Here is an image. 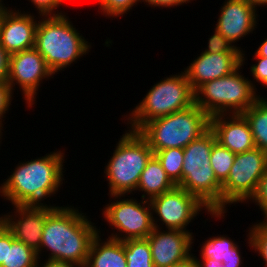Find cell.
<instances>
[{
  "instance_id": "cell-28",
  "label": "cell",
  "mask_w": 267,
  "mask_h": 267,
  "mask_svg": "<svg viewBox=\"0 0 267 267\" xmlns=\"http://www.w3.org/2000/svg\"><path fill=\"white\" fill-rule=\"evenodd\" d=\"M138 3H141V0H97L96 2L99 8L97 12L105 15L106 19L111 18L112 20L125 16Z\"/></svg>"
},
{
  "instance_id": "cell-2",
  "label": "cell",
  "mask_w": 267,
  "mask_h": 267,
  "mask_svg": "<svg viewBox=\"0 0 267 267\" xmlns=\"http://www.w3.org/2000/svg\"><path fill=\"white\" fill-rule=\"evenodd\" d=\"M65 152L55 149L44 156L19 161L11 174L0 184L2 199L10 202L12 206L51 205L49 201V204H46L44 200L56 196L65 183Z\"/></svg>"
},
{
  "instance_id": "cell-14",
  "label": "cell",
  "mask_w": 267,
  "mask_h": 267,
  "mask_svg": "<svg viewBox=\"0 0 267 267\" xmlns=\"http://www.w3.org/2000/svg\"><path fill=\"white\" fill-rule=\"evenodd\" d=\"M248 0H225L222 3L218 13V19L215 28L235 46L243 52L241 46H237V42L241 38H246L259 24L258 11ZM246 36V37H245Z\"/></svg>"
},
{
  "instance_id": "cell-26",
  "label": "cell",
  "mask_w": 267,
  "mask_h": 267,
  "mask_svg": "<svg viewBox=\"0 0 267 267\" xmlns=\"http://www.w3.org/2000/svg\"><path fill=\"white\" fill-rule=\"evenodd\" d=\"M235 155L229 149L221 146L216 142L212 147L210 156V165L214 171L217 180L223 184L229 175L230 169L233 166Z\"/></svg>"
},
{
  "instance_id": "cell-4",
  "label": "cell",
  "mask_w": 267,
  "mask_h": 267,
  "mask_svg": "<svg viewBox=\"0 0 267 267\" xmlns=\"http://www.w3.org/2000/svg\"><path fill=\"white\" fill-rule=\"evenodd\" d=\"M216 136L209 128L184 149L182 180L177 185L195 196L211 213H222V184L210 165Z\"/></svg>"
},
{
  "instance_id": "cell-15",
  "label": "cell",
  "mask_w": 267,
  "mask_h": 267,
  "mask_svg": "<svg viewBox=\"0 0 267 267\" xmlns=\"http://www.w3.org/2000/svg\"><path fill=\"white\" fill-rule=\"evenodd\" d=\"M193 232L154 227L146 238L151 247L154 267H170L193 255Z\"/></svg>"
},
{
  "instance_id": "cell-16",
  "label": "cell",
  "mask_w": 267,
  "mask_h": 267,
  "mask_svg": "<svg viewBox=\"0 0 267 267\" xmlns=\"http://www.w3.org/2000/svg\"><path fill=\"white\" fill-rule=\"evenodd\" d=\"M12 6L1 13L0 44L11 55L34 48L40 16ZM38 16V17H37Z\"/></svg>"
},
{
  "instance_id": "cell-32",
  "label": "cell",
  "mask_w": 267,
  "mask_h": 267,
  "mask_svg": "<svg viewBox=\"0 0 267 267\" xmlns=\"http://www.w3.org/2000/svg\"><path fill=\"white\" fill-rule=\"evenodd\" d=\"M248 204L254 203L258 209L262 211L263 219H267V168L265 173L259 180V184L255 194L247 202Z\"/></svg>"
},
{
  "instance_id": "cell-3",
  "label": "cell",
  "mask_w": 267,
  "mask_h": 267,
  "mask_svg": "<svg viewBox=\"0 0 267 267\" xmlns=\"http://www.w3.org/2000/svg\"><path fill=\"white\" fill-rule=\"evenodd\" d=\"M67 14L40 16L36 27L34 47L54 75L70 68L92 48Z\"/></svg>"
},
{
  "instance_id": "cell-38",
  "label": "cell",
  "mask_w": 267,
  "mask_h": 267,
  "mask_svg": "<svg viewBox=\"0 0 267 267\" xmlns=\"http://www.w3.org/2000/svg\"><path fill=\"white\" fill-rule=\"evenodd\" d=\"M5 253V227L0 231V267L4 261Z\"/></svg>"
},
{
  "instance_id": "cell-27",
  "label": "cell",
  "mask_w": 267,
  "mask_h": 267,
  "mask_svg": "<svg viewBox=\"0 0 267 267\" xmlns=\"http://www.w3.org/2000/svg\"><path fill=\"white\" fill-rule=\"evenodd\" d=\"M259 222V223H258ZM246 231L248 244L251 252L257 253L263 259L264 267H267V219L254 222ZM247 240V241H246ZM254 250V251H253Z\"/></svg>"
},
{
  "instance_id": "cell-9",
  "label": "cell",
  "mask_w": 267,
  "mask_h": 267,
  "mask_svg": "<svg viewBox=\"0 0 267 267\" xmlns=\"http://www.w3.org/2000/svg\"><path fill=\"white\" fill-rule=\"evenodd\" d=\"M129 196L110 195L109 203L103 205L101 214L105 220L104 222H107L106 225L109 224L108 227L111 230L114 229L110 235L107 233L108 238L119 241L145 239L153 231L154 224L150 201L142 198L137 200V198L131 197V194Z\"/></svg>"
},
{
  "instance_id": "cell-6",
  "label": "cell",
  "mask_w": 267,
  "mask_h": 267,
  "mask_svg": "<svg viewBox=\"0 0 267 267\" xmlns=\"http://www.w3.org/2000/svg\"><path fill=\"white\" fill-rule=\"evenodd\" d=\"M245 52H242V65L233 73L206 82L195 91V104L209 117L242 114L262 96L252 86L251 79L241 72L248 60Z\"/></svg>"
},
{
  "instance_id": "cell-12",
  "label": "cell",
  "mask_w": 267,
  "mask_h": 267,
  "mask_svg": "<svg viewBox=\"0 0 267 267\" xmlns=\"http://www.w3.org/2000/svg\"><path fill=\"white\" fill-rule=\"evenodd\" d=\"M52 78L54 79V73L35 47L11 54L7 83L13 93L18 86L29 110L36 105V96L43 80Z\"/></svg>"
},
{
  "instance_id": "cell-29",
  "label": "cell",
  "mask_w": 267,
  "mask_h": 267,
  "mask_svg": "<svg viewBox=\"0 0 267 267\" xmlns=\"http://www.w3.org/2000/svg\"><path fill=\"white\" fill-rule=\"evenodd\" d=\"M208 43L203 50L204 52L217 54V53H242L238 48H235L215 27L213 34L208 38Z\"/></svg>"
},
{
  "instance_id": "cell-36",
  "label": "cell",
  "mask_w": 267,
  "mask_h": 267,
  "mask_svg": "<svg viewBox=\"0 0 267 267\" xmlns=\"http://www.w3.org/2000/svg\"><path fill=\"white\" fill-rule=\"evenodd\" d=\"M198 267H225L222 262L213 258H195Z\"/></svg>"
},
{
  "instance_id": "cell-34",
  "label": "cell",
  "mask_w": 267,
  "mask_h": 267,
  "mask_svg": "<svg viewBox=\"0 0 267 267\" xmlns=\"http://www.w3.org/2000/svg\"><path fill=\"white\" fill-rule=\"evenodd\" d=\"M194 0H141V3L143 2L144 5L148 6V7H152L153 9H157V8H174L175 6L179 7V6H183L184 4H189V2L191 3Z\"/></svg>"
},
{
  "instance_id": "cell-44",
  "label": "cell",
  "mask_w": 267,
  "mask_h": 267,
  "mask_svg": "<svg viewBox=\"0 0 267 267\" xmlns=\"http://www.w3.org/2000/svg\"><path fill=\"white\" fill-rule=\"evenodd\" d=\"M2 131H4V129H3V127L0 125V144H2V137H3V132ZM0 146H2V145H0Z\"/></svg>"
},
{
  "instance_id": "cell-22",
  "label": "cell",
  "mask_w": 267,
  "mask_h": 267,
  "mask_svg": "<svg viewBox=\"0 0 267 267\" xmlns=\"http://www.w3.org/2000/svg\"><path fill=\"white\" fill-rule=\"evenodd\" d=\"M39 264L37 252L14 239L5 226V253L1 267H38Z\"/></svg>"
},
{
  "instance_id": "cell-45",
  "label": "cell",
  "mask_w": 267,
  "mask_h": 267,
  "mask_svg": "<svg viewBox=\"0 0 267 267\" xmlns=\"http://www.w3.org/2000/svg\"><path fill=\"white\" fill-rule=\"evenodd\" d=\"M0 32H1V14H0Z\"/></svg>"
},
{
  "instance_id": "cell-20",
  "label": "cell",
  "mask_w": 267,
  "mask_h": 267,
  "mask_svg": "<svg viewBox=\"0 0 267 267\" xmlns=\"http://www.w3.org/2000/svg\"><path fill=\"white\" fill-rule=\"evenodd\" d=\"M199 255L197 257L194 253V258H213L222 262L225 267H242L244 257L241 255V246L239 242H235L228 235L209 236L200 244Z\"/></svg>"
},
{
  "instance_id": "cell-5",
  "label": "cell",
  "mask_w": 267,
  "mask_h": 267,
  "mask_svg": "<svg viewBox=\"0 0 267 267\" xmlns=\"http://www.w3.org/2000/svg\"><path fill=\"white\" fill-rule=\"evenodd\" d=\"M147 91L132 111L122 115L121 120H124L129 130L138 131L153 119L185 110L195 104V92L184 71L162 78Z\"/></svg>"
},
{
  "instance_id": "cell-35",
  "label": "cell",
  "mask_w": 267,
  "mask_h": 267,
  "mask_svg": "<svg viewBox=\"0 0 267 267\" xmlns=\"http://www.w3.org/2000/svg\"><path fill=\"white\" fill-rule=\"evenodd\" d=\"M10 56L0 44V83L8 81Z\"/></svg>"
},
{
  "instance_id": "cell-41",
  "label": "cell",
  "mask_w": 267,
  "mask_h": 267,
  "mask_svg": "<svg viewBox=\"0 0 267 267\" xmlns=\"http://www.w3.org/2000/svg\"><path fill=\"white\" fill-rule=\"evenodd\" d=\"M248 1L251 4H253L256 8L258 7V9H259L260 6L262 8V6L264 7V6L267 5V0H248ZM266 8H267V6H266Z\"/></svg>"
},
{
  "instance_id": "cell-11",
  "label": "cell",
  "mask_w": 267,
  "mask_h": 267,
  "mask_svg": "<svg viewBox=\"0 0 267 267\" xmlns=\"http://www.w3.org/2000/svg\"><path fill=\"white\" fill-rule=\"evenodd\" d=\"M267 168V154L255 147L235 155L227 180L222 184V213L232 204H247Z\"/></svg>"
},
{
  "instance_id": "cell-25",
  "label": "cell",
  "mask_w": 267,
  "mask_h": 267,
  "mask_svg": "<svg viewBox=\"0 0 267 267\" xmlns=\"http://www.w3.org/2000/svg\"><path fill=\"white\" fill-rule=\"evenodd\" d=\"M160 161L167 176L177 186L182 180V167L184 152L182 148H168L161 151H153Z\"/></svg>"
},
{
  "instance_id": "cell-42",
  "label": "cell",
  "mask_w": 267,
  "mask_h": 267,
  "mask_svg": "<svg viewBox=\"0 0 267 267\" xmlns=\"http://www.w3.org/2000/svg\"><path fill=\"white\" fill-rule=\"evenodd\" d=\"M4 0H0V14L3 13L5 10L9 9V5L3 2Z\"/></svg>"
},
{
  "instance_id": "cell-10",
  "label": "cell",
  "mask_w": 267,
  "mask_h": 267,
  "mask_svg": "<svg viewBox=\"0 0 267 267\" xmlns=\"http://www.w3.org/2000/svg\"><path fill=\"white\" fill-rule=\"evenodd\" d=\"M154 227L191 232L187 228L196 217L207 213L214 220L224 219L226 213H211L195 196L179 186L150 200ZM204 211V212H203ZM202 212V213H201ZM159 224V225H158Z\"/></svg>"
},
{
  "instance_id": "cell-7",
  "label": "cell",
  "mask_w": 267,
  "mask_h": 267,
  "mask_svg": "<svg viewBox=\"0 0 267 267\" xmlns=\"http://www.w3.org/2000/svg\"><path fill=\"white\" fill-rule=\"evenodd\" d=\"M114 147L103 173L108 181L107 195L134 196L141 173L154 152L138 131L129 129H125Z\"/></svg>"
},
{
  "instance_id": "cell-8",
  "label": "cell",
  "mask_w": 267,
  "mask_h": 267,
  "mask_svg": "<svg viewBox=\"0 0 267 267\" xmlns=\"http://www.w3.org/2000/svg\"><path fill=\"white\" fill-rule=\"evenodd\" d=\"M210 128V117L196 104L145 123L138 133L152 151L168 148L184 149Z\"/></svg>"
},
{
  "instance_id": "cell-39",
  "label": "cell",
  "mask_w": 267,
  "mask_h": 267,
  "mask_svg": "<svg viewBox=\"0 0 267 267\" xmlns=\"http://www.w3.org/2000/svg\"><path fill=\"white\" fill-rule=\"evenodd\" d=\"M170 267H198L194 255L187 258L185 261L174 264Z\"/></svg>"
},
{
  "instance_id": "cell-24",
  "label": "cell",
  "mask_w": 267,
  "mask_h": 267,
  "mask_svg": "<svg viewBox=\"0 0 267 267\" xmlns=\"http://www.w3.org/2000/svg\"><path fill=\"white\" fill-rule=\"evenodd\" d=\"M127 267H154L148 240L128 239L123 241Z\"/></svg>"
},
{
  "instance_id": "cell-30",
  "label": "cell",
  "mask_w": 267,
  "mask_h": 267,
  "mask_svg": "<svg viewBox=\"0 0 267 267\" xmlns=\"http://www.w3.org/2000/svg\"><path fill=\"white\" fill-rule=\"evenodd\" d=\"M30 1L32 5L35 6L34 10L39 16H58L66 14L64 10L60 11L58 9H61L60 7L65 5L67 0H28V2ZM69 2H71V0Z\"/></svg>"
},
{
  "instance_id": "cell-33",
  "label": "cell",
  "mask_w": 267,
  "mask_h": 267,
  "mask_svg": "<svg viewBox=\"0 0 267 267\" xmlns=\"http://www.w3.org/2000/svg\"><path fill=\"white\" fill-rule=\"evenodd\" d=\"M14 93L11 86L7 82L0 83V125L4 128L5 116L8 114L9 109L12 106ZM4 118V119H3ZM4 123V124H3Z\"/></svg>"
},
{
  "instance_id": "cell-13",
  "label": "cell",
  "mask_w": 267,
  "mask_h": 267,
  "mask_svg": "<svg viewBox=\"0 0 267 267\" xmlns=\"http://www.w3.org/2000/svg\"><path fill=\"white\" fill-rule=\"evenodd\" d=\"M52 205H17L14 212L3 213L6 228L14 239L23 242L36 252L40 249L46 217L56 208Z\"/></svg>"
},
{
  "instance_id": "cell-37",
  "label": "cell",
  "mask_w": 267,
  "mask_h": 267,
  "mask_svg": "<svg viewBox=\"0 0 267 267\" xmlns=\"http://www.w3.org/2000/svg\"><path fill=\"white\" fill-rule=\"evenodd\" d=\"M253 56H261L267 58V37L260 43L258 48L254 51Z\"/></svg>"
},
{
  "instance_id": "cell-21",
  "label": "cell",
  "mask_w": 267,
  "mask_h": 267,
  "mask_svg": "<svg viewBox=\"0 0 267 267\" xmlns=\"http://www.w3.org/2000/svg\"><path fill=\"white\" fill-rule=\"evenodd\" d=\"M175 186L162 168L160 161L153 155L141 173L135 193L140 195L139 192H141L140 198L150 200L155 196L170 191Z\"/></svg>"
},
{
  "instance_id": "cell-18",
  "label": "cell",
  "mask_w": 267,
  "mask_h": 267,
  "mask_svg": "<svg viewBox=\"0 0 267 267\" xmlns=\"http://www.w3.org/2000/svg\"><path fill=\"white\" fill-rule=\"evenodd\" d=\"M210 129L214 132L216 141L234 154L256 147L250 125L242 114L210 117Z\"/></svg>"
},
{
  "instance_id": "cell-1",
  "label": "cell",
  "mask_w": 267,
  "mask_h": 267,
  "mask_svg": "<svg viewBox=\"0 0 267 267\" xmlns=\"http://www.w3.org/2000/svg\"><path fill=\"white\" fill-rule=\"evenodd\" d=\"M81 210L69 204L57 205L46 217L37 251L40 262L44 260L41 256L47 255L43 263L86 266L92 241L100 227L98 229L97 223L91 222L92 219Z\"/></svg>"
},
{
  "instance_id": "cell-23",
  "label": "cell",
  "mask_w": 267,
  "mask_h": 267,
  "mask_svg": "<svg viewBox=\"0 0 267 267\" xmlns=\"http://www.w3.org/2000/svg\"><path fill=\"white\" fill-rule=\"evenodd\" d=\"M242 115L250 125L255 146L267 154V97L261 96Z\"/></svg>"
},
{
  "instance_id": "cell-31",
  "label": "cell",
  "mask_w": 267,
  "mask_h": 267,
  "mask_svg": "<svg viewBox=\"0 0 267 267\" xmlns=\"http://www.w3.org/2000/svg\"><path fill=\"white\" fill-rule=\"evenodd\" d=\"M253 61L255 60V64H250V74L253 77V81H251L252 86L257 91L256 86L259 84L260 87L267 88V58L261 56H253ZM256 80V81H255ZM255 83H258L255 85Z\"/></svg>"
},
{
  "instance_id": "cell-17",
  "label": "cell",
  "mask_w": 267,
  "mask_h": 267,
  "mask_svg": "<svg viewBox=\"0 0 267 267\" xmlns=\"http://www.w3.org/2000/svg\"><path fill=\"white\" fill-rule=\"evenodd\" d=\"M198 55L183 69L194 92L206 82L228 76L242 65V53L202 51Z\"/></svg>"
},
{
  "instance_id": "cell-19",
  "label": "cell",
  "mask_w": 267,
  "mask_h": 267,
  "mask_svg": "<svg viewBox=\"0 0 267 267\" xmlns=\"http://www.w3.org/2000/svg\"><path fill=\"white\" fill-rule=\"evenodd\" d=\"M102 231L92 241L85 267H127L123 241L103 238Z\"/></svg>"
},
{
  "instance_id": "cell-40",
  "label": "cell",
  "mask_w": 267,
  "mask_h": 267,
  "mask_svg": "<svg viewBox=\"0 0 267 267\" xmlns=\"http://www.w3.org/2000/svg\"><path fill=\"white\" fill-rule=\"evenodd\" d=\"M38 267H77V266L40 262Z\"/></svg>"
},
{
  "instance_id": "cell-43",
  "label": "cell",
  "mask_w": 267,
  "mask_h": 267,
  "mask_svg": "<svg viewBox=\"0 0 267 267\" xmlns=\"http://www.w3.org/2000/svg\"><path fill=\"white\" fill-rule=\"evenodd\" d=\"M5 227V220L3 214H0V231Z\"/></svg>"
}]
</instances>
